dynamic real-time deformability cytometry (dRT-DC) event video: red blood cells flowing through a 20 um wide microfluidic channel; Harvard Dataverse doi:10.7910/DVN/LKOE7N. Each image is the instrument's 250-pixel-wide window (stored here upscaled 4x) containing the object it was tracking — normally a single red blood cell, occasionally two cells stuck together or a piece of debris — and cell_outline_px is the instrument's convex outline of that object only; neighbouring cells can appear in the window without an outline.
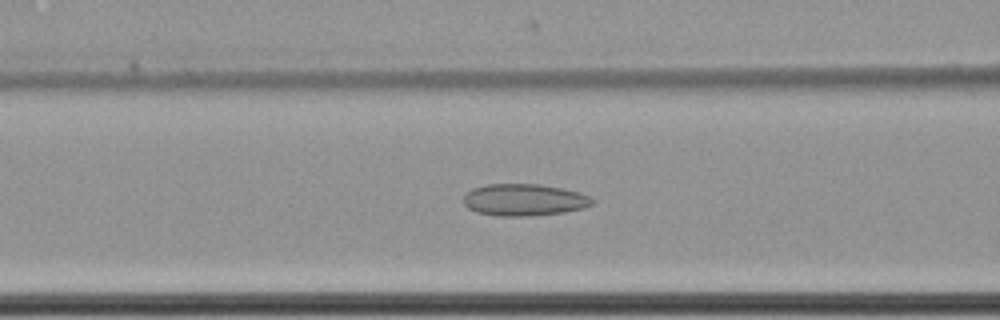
{"species": "common noctule bat (a hibernating species)", "species_latin": "Nyctalus noctula", "temperature_condition": "cold", "stored_images_in_passage": 61, "camera_frame_rate_fps": 3000, "um_per_image_px": 0.085, "animal": {"sex": "female", "body_mass_g": 22.7, "forearm_length_mm": 54.2}, "frame": {"image": 1, "passage_image": 27, "time_ms": 8.667, "image_size_px": [1000, 320], "cell_outline_px": [[596, 200], [592, 204], [584, 208], [564, 212], [528, 216], [500, 216], [476, 212], [468, 208], [464, 204], [464, 196], [472, 188], [488, 184], [540, 184], [560, 188], [576, 192], [588, 196]], "centroid_in_image_um": [44.54, 16.99], "position_along_channel_um": 122.1, "area_um2": 23.81}}
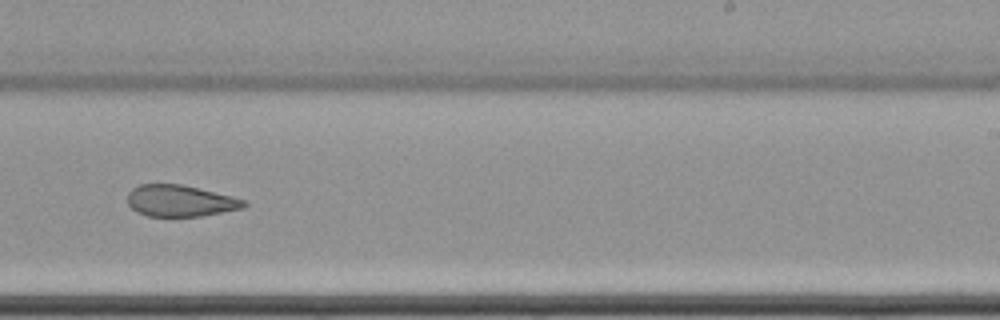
{"frame": {"image": 2, "passage_image": 40, "time_ms": 13.0, "image_size_px": [1000, 320], "cell_outline_px": [[248, 204], [244, 208], [200, 216], [148, 216], [136, 212], [128, 204], [128, 192], [132, 188], [140, 184], [180, 184], [232, 196], [244, 200]], "centroid_in_image_um": [15.3, 17.07], "position_along_channel_um": 273.7, "area_um2": 21.27}}
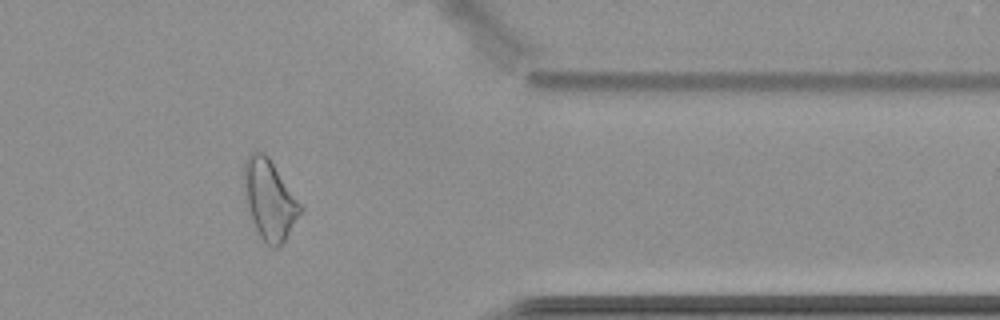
{"frame": {"image": 3, "passage_image": 51, "time_ms": 16.667, "image_size_px": [1000, 320], "cell_outline_px": [[304, 208], [284, 240], [276, 248], [272, 248], [260, 236], [252, 220], [248, 208], [244, 184], [244, 164], [248, 156], [252, 152], [264, 152], [268, 156]], "centroid_in_image_um": [22.92, 16.95], "position_along_channel_um": 388.5, "area_um2": 25.61}, "authors_computed_cell_mechanics": {"area_um2": 26.5302, "velocity_mm_per_s": 3.5011, "shape_relaxation_time_tau1_ms": null, "shape_relaxation_time_tau2_ms": 3.1838, "deformation_change_tau1": null, "deformation_change_tau2": 0.1108}}